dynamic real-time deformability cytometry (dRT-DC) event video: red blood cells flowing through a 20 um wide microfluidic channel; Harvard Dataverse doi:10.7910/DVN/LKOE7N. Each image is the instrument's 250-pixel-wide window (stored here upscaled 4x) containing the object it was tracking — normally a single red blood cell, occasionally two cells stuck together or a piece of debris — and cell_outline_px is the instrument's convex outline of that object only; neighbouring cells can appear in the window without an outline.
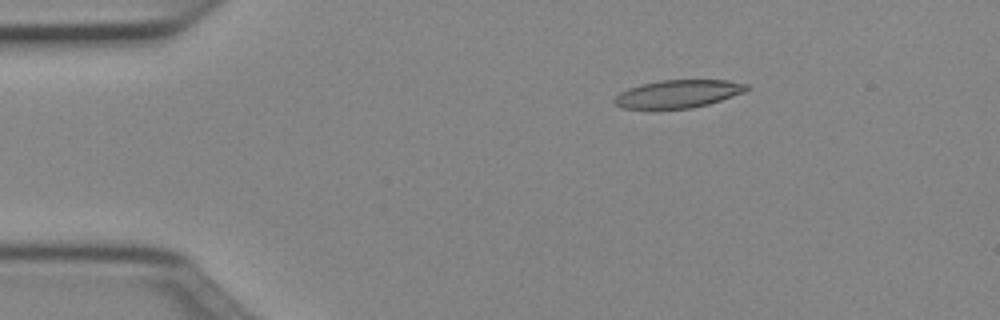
{"species": "Egyptian fruit bat (a non-hibernating species)", "species_latin": "Rousettus aegyptiacus", "temperature_condition": "cold", "stored_images_in_passage": 38, "camera_frame_rate_fps": 3000, "um_per_image_px": 0.085, "animal": {"sex": "female"}, "frame": {"image": 1, "passage_image": 9, "time_ms": 2.667, "image_size_px": [1000, 320], "cell_outline_px": [[748, 88], [744, 92], [708, 104], [692, 108], [620, 108], [612, 100], [620, 92], [628, 88], [640, 84], [660, 80], [728, 80], [748, 84]], "centroid_in_image_um": [57.62, 7.96], "position_along_channel_um": 27.4, "area_um2": 21.33}}
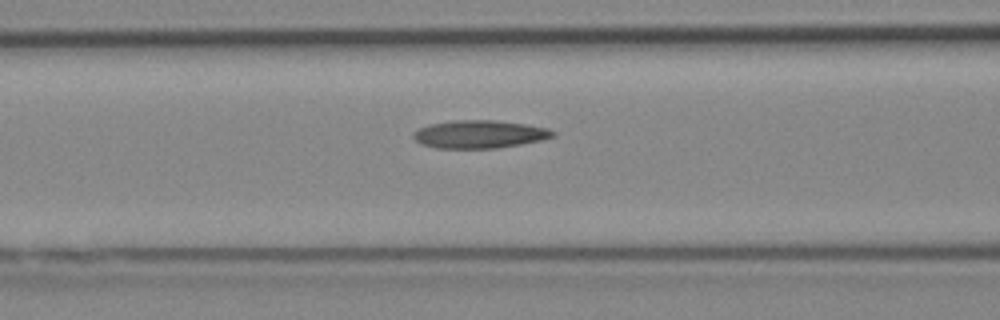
{"frame": {"image": 2, "passage_image": 21, "time_ms": 6.667, "image_size_px": [1000, 320], "cell_outline_px": [[556, 136], [540, 140], [520, 144], [496, 148], [436, 148], [420, 144], [412, 136], [412, 132], [428, 124], [452, 120], [496, 120], [528, 124], [548, 128], [556, 132]], "centroid_in_image_um": [40.75, 11.4], "position_along_channel_um": 125.9, "area_um2": 22.89}}
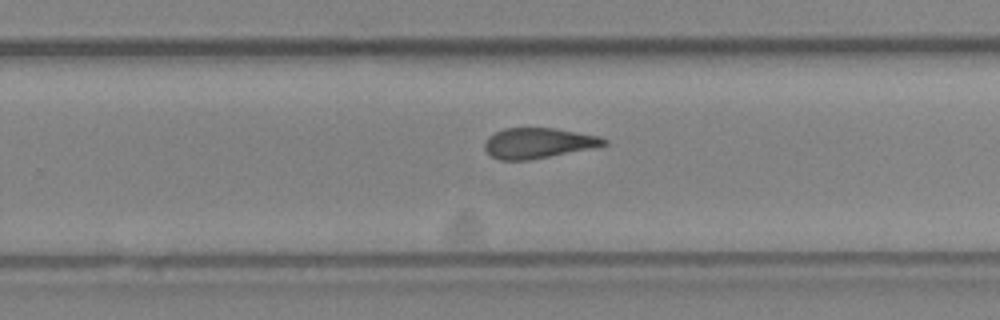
{"frame": {"image": 3, "passage_image": 33, "time_ms": 10.667, "image_size_px": [1000, 320], "cell_outline_px": [[608, 144], [528, 160], [500, 160], [492, 156], [484, 148], [484, 144], [488, 136], [492, 132], [504, 128], [556, 128], [600, 136], [608, 140]], "centroid_in_image_um": [45.7, 12.14], "position_along_channel_um": 284.1, "area_um2": 20.92}, "authors_computed_cell_mechanics": {"area_um2": 21.8484, "velocity_mm_per_s": 3.9706, "shape_relaxation_time_tau1_ms": null, "shape_relaxation_time_tau2_ms": 3.5741, "deformation_change_tau1": null, "deformation_change_tau2": 0.1406}}